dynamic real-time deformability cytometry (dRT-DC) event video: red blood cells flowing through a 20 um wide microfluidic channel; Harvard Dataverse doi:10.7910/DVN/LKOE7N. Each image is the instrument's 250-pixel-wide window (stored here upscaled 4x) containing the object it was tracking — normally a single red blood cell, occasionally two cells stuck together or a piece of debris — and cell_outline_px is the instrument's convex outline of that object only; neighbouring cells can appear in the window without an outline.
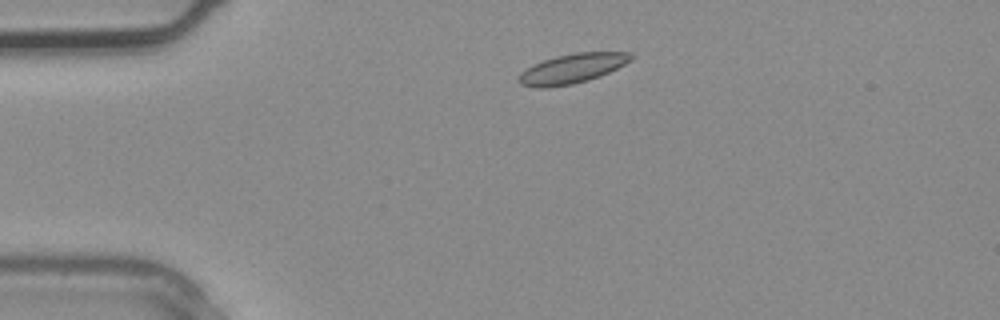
{"species": "common noctule bat (a hibernating species)", "species_latin": "Nyctalus noctula", "temperature_condition": "warm", "stored_images_in_passage": 3, "camera_frame_rate_fps": 3000, "um_per_image_px": 0.085, "animal": {"sex": "male", "body_mass_g": 20.4}, "frame": {"image": 1, "passage_image": 3, "time_ms": 0.667, "image_size_px": [1000, 320], "cell_outline_px": [[632, 60], [600, 76], [588, 80], [572, 84], [548, 88], [536, 88], [520, 84], [516, 80], [516, 76], [520, 72], [544, 60], [556, 56], [576, 52], [632, 52]], "centroid_in_image_um": [48.6, 5.84], "position_along_channel_um": 36.4, "area_um2": 19.36}}